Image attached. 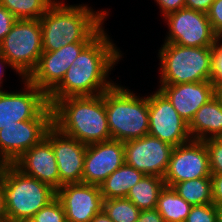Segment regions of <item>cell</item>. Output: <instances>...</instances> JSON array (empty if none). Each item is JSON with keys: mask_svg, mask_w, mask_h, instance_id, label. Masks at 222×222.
Returning a JSON list of instances; mask_svg holds the SVG:
<instances>
[{"mask_svg": "<svg viewBox=\"0 0 222 222\" xmlns=\"http://www.w3.org/2000/svg\"><path fill=\"white\" fill-rule=\"evenodd\" d=\"M185 222H217V206L213 203L192 206Z\"/></svg>", "mask_w": 222, "mask_h": 222, "instance_id": "obj_29", "label": "cell"}, {"mask_svg": "<svg viewBox=\"0 0 222 222\" xmlns=\"http://www.w3.org/2000/svg\"><path fill=\"white\" fill-rule=\"evenodd\" d=\"M161 12L163 13V17L166 15L176 12L182 8H185V1L186 0H155Z\"/></svg>", "mask_w": 222, "mask_h": 222, "instance_id": "obj_33", "label": "cell"}, {"mask_svg": "<svg viewBox=\"0 0 222 222\" xmlns=\"http://www.w3.org/2000/svg\"><path fill=\"white\" fill-rule=\"evenodd\" d=\"M23 80V91L0 92V130L24 120L53 119L47 95L28 79Z\"/></svg>", "mask_w": 222, "mask_h": 222, "instance_id": "obj_8", "label": "cell"}, {"mask_svg": "<svg viewBox=\"0 0 222 222\" xmlns=\"http://www.w3.org/2000/svg\"><path fill=\"white\" fill-rule=\"evenodd\" d=\"M160 85L159 90L188 124L199 108L215 96V86L210 81Z\"/></svg>", "mask_w": 222, "mask_h": 222, "instance_id": "obj_18", "label": "cell"}, {"mask_svg": "<svg viewBox=\"0 0 222 222\" xmlns=\"http://www.w3.org/2000/svg\"><path fill=\"white\" fill-rule=\"evenodd\" d=\"M217 38L211 46V78L210 82L216 87L222 84V43Z\"/></svg>", "mask_w": 222, "mask_h": 222, "instance_id": "obj_30", "label": "cell"}, {"mask_svg": "<svg viewBox=\"0 0 222 222\" xmlns=\"http://www.w3.org/2000/svg\"><path fill=\"white\" fill-rule=\"evenodd\" d=\"M164 18L169 27L164 43L186 47H206L212 46L218 38L205 12L182 8Z\"/></svg>", "mask_w": 222, "mask_h": 222, "instance_id": "obj_9", "label": "cell"}, {"mask_svg": "<svg viewBox=\"0 0 222 222\" xmlns=\"http://www.w3.org/2000/svg\"><path fill=\"white\" fill-rule=\"evenodd\" d=\"M28 222H67V220L62 204L55 198L40 209Z\"/></svg>", "mask_w": 222, "mask_h": 222, "instance_id": "obj_27", "label": "cell"}, {"mask_svg": "<svg viewBox=\"0 0 222 222\" xmlns=\"http://www.w3.org/2000/svg\"><path fill=\"white\" fill-rule=\"evenodd\" d=\"M95 12L87 5L55 1L39 19L43 51H56L75 42H91L104 28L107 11Z\"/></svg>", "mask_w": 222, "mask_h": 222, "instance_id": "obj_2", "label": "cell"}, {"mask_svg": "<svg viewBox=\"0 0 222 222\" xmlns=\"http://www.w3.org/2000/svg\"><path fill=\"white\" fill-rule=\"evenodd\" d=\"M17 19L2 5H0V44L4 37L11 31Z\"/></svg>", "mask_w": 222, "mask_h": 222, "instance_id": "obj_32", "label": "cell"}, {"mask_svg": "<svg viewBox=\"0 0 222 222\" xmlns=\"http://www.w3.org/2000/svg\"><path fill=\"white\" fill-rule=\"evenodd\" d=\"M51 143L59 171V188L64 184L82 183L87 145L62 133L52 125L45 136Z\"/></svg>", "mask_w": 222, "mask_h": 222, "instance_id": "obj_15", "label": "cell"}, {"mask_svg": "<svg viewBox=\"0 0 222 222\" xmlns=\"http://www.w3.org/2000/svg\"><path fill=\"white\" fill-rule=\"evenodd\" d=\"M207 16L214 32L219 36L222 33V0H215L211 4Z\"/></svg>", "mask_w": 222, "mask_h": 222, "instance_id": "obj_31", "label": "cell"}, {"mask_svg": "<svg viewBox=\"0 0 222 222\" xmlns=\"http://www.w3.org/2000/svg\"><path fill=\"white\" fill-rule=\"evenodd\" d=\"M0 53L9 61L11 68L18 72L22 81L27 79L43 53L39 19L16 20L0 44Z\"/></svg>", "mask_w": 222, "mask_h": 222, "instance_id": "obj_7", "label": "cell"}, {"mask_svg": "<svg viewBox=\"0 0 222 222\" xmlns=\"http://www.w3.org/2000/svg\"><path fill=\"white\" fill-rule=\"evenodd\" d=\"M209 155L203 141L191 139L173 147L167 170L163 177L165 186L198 178H210Z\"/></svg>", "mask_w": 222, "mask_h": 222, "instance_id": "obj_11", "label": "cell"}, {"mask_svg": "<svg viewBox=\"0 0 222 222\" xmlns=\"http://www.w3.org/2000/svg\"><path fill=\"white\" fill-rule=\"evenodd\" d=\"M148 134L173 147L191 140L189 124L178 114L168 98L158 89L148 95Z\"/></svg>", "mask_w": 222, "mask_h": 222, "instance_id": "obj_10", "label": "cell"}, {"mask_svg": "<svg viewBox=\"0 0 222 222\" xmlns=\"http://www.w3.org/2000/svg\"><path fill=\"white\" fill-rule=\"evenodd\" d=\"M172 188L192 206L213 203L211 178L178 182Z\"/></svg>", "mask_w": 222, "mask_h": 222, "instance_id": "obj_24", "label": "cell"}, {"mask_svg": "<svg viewBox=\"0 0 222 222\" xmlns=\"http://www.w3.org/2000/svg\"><path fill=\"white\" fill-rule=\"evenodd\" d=\"M212 198L215 206L222 205V174H211Z\"/></svg>", "mask_w": 222, "mask_h": 222, "instance_id": "obj_34", "label": "cell"}, {"mask_svg": "<svg viewBox=\"0 0 222 222\" xmlns=\"http://www.w3.org/2000/svg\"><path fill=\"white\" fill-rule=\"evenodd\" d=\"M103 210L113 222H136L141 212L126 197L104 200Z\"/></svg>", "mask_w": 222, "mask_h": 222, "instance_id": "obj_26", "label": "cell"}, {"mask_svg": "<svg viewBox=\"0 0 222 222\" xmlns=\"http://www.w3.org/2000/svg\"><path fill=\"white\" fill-rule=\"evenodd\" d=\"M90 222H113L108 215L102 210Z\"/></svg>", "mask_w": 222, "mask_h": 222, "instance_id": "obj_38", "label": "cell"}, {"mask_svg": "<svg viewBox=\"0 0 222 222\" xmlns=\"http://www.w3.org/2000/svg\"><path fill=\"white\" fill-rule=\"evenodd\" d=\"M1 181L8 222H28L40 209L56 198V190L7 164Z\"/></svg>", "mask_w": 222, "mask_h": 222, "instance_id": "obj_5", "label": "cell"}, {"mask_svg": "<svg viewBox=\"0 0 222 222\" xmlns=\"http://www.w3.org/2000/svg\"><path fill=\"white\" fill-rule=\"evenodd\" d=\"M115 83L104 92L111 139L127 142L149 132L148 96L140 97Z\"/></svg>", "mask_w": 222, "mask_h": 222, "instance_id": "obj_4", "label": "cell"}, {"mask_svg": "<svg viewBox=\"0 0 222 222\" xmlns=\"http://www.w3.org/2000/svg\"><path fill=\"white\" fill-rule=\"evenodd\" d=\"M14 165L24 174L36 178L56 191L59 189L58 165L52 143L46 137L27 150Z\"/></svg>", "mask_w": 222, "mask_h": 222, "instance_id": "obj_19", "label": "cell"}, {"mask_svg": "<svg viewBox=\"0 0 222 222\" xmlns=\"http://www.w3.org/2000/svg\"><path fill=\"white\" fill-rule=\"evenodd\" d=\"M5 65H8V66L11 67L9 61L0 53V87H1V83H2V77H3L4 72H5V71H3V70H5L3 67H5V68L7 67ZM2 91L3 90H1V88H0V92H2Z\"/></svg>", "mask_w": 222, "mask_h": 222, "instance_id": "obj_39", "label": "cell"}, {"mask_svg": "<svg viewBox=\"0 0 222 222\" xmlns=\"http://www.w3.org/2000/svg\"><path fill=\"white\" fill-rule=\"evenodd\" d=\"M52 110L53 125L79 142L90 145L111 140L104 93L59 99Z\"/></svg>", "mask_w": 222, "mask_h": 222, "instance_id": "obj_3", "label": "cell"}, {"mask_svg": "<svg viewBox=\"0 0 222 222\" xmlns=\"http://www.w3.org/2000/svg\"><path fill=\"white\" fill-rule=\"evenodd\" d=\"M90 42H75L56 51H43L34 71L27 78L48 95L63 79L65 73Z\"/></svg>", "mask_w": 222, "mask_h": 222, "instance_id": "obj_13", "label": "cell"}, {"mask_svg": "<svg viewBox=\"0 0 222 222\" xmlns=\"http://www.w3.org/2000/svg\"><path fill=\"white\" fill-rule=\"evenodd\" d=\"M52 125L53 119H32L5 126L0 130V156L14 164L46 136Z\"/></svg>", "mask_w": 222, "mask_h": 222, "instance_id": "obj_14", "label": "cell"}, {"mask_svg": "<svg viewBox=\"0 0 222 222\" xmlns=\"http://www.w3.org/2000/svg\"><path fill=\"white\" fill-rule=\"evenodd\" d=\"M215 0H186L185 8L207 13Z\"/></svg>", "mask_w": 222, "mask_h": 222, "instance_id": "obj_35", "label": "cell"}, {"mask_svg": "<svg viewBox=\"0 0 222 222\" xmlns=\"http://www.w3.org/2000/svg\"><path fill=\"white\" fill-rule=\"evenodd\" d=\"M136 222H164V219L156 209L142 210Z\"/></svg>", "mask_w": 222, "mask_h": 222, "instance_id": "obj_36", "label": "cell"}, {"mask_svg": "<svg viewBox=\"0 0 222 222\" xmlns=\"http://www.w3.org/2000/svg\"><path fill=\"white\" fill-rule=\"evenodd\" d=\"M160 84L210 81L211 46L186 47L164 43L159 50Z\"/></svg>", "mask_w": 222, "mask_h": 222, "instance_id": "obj_6", "label": "cell"}, {"mask_svg": "<svg viewBox=\"0 0 222 222\" xmlns=\"http://www.w3.org/2000/svg\"><path fill=\"white\" fill-rule=\"evenodd\" d=\"M217 222H222V205L217 206Z\"/></svg>", "mask_w": 222, "mask_h": 222, "instance_id": "obj_42", "label": "cell"}, {"mask_svg": "<svg viewBox=\"0 0 222 222\" xmlns=\"http://www.w3.org/2000/svg\"><path fill=\"white\" fill-rule=\"evenodd\" d=\"M125 163L124 142L108 140L87 145L82 183L100 186Z\"/></svg>", "mask_w": 222, "mask_h": 222, "instance_id": "obj_17", "label": "cell"}, {"mask_svg": "<svg viewBox=\"0 0 222 222\" xmlns=\"http://www.w3.org/2000/svg\"><path fill=\"white\" fill-rule=\"evenodd\" d=\"M191 139L222 137V103L214 96L203 104L189 124Z\"/></svg>", "mask_w": 222, "mask_h": 222, "instance_id": "obj_20", "label": "cell"}, {"mask_svg": "<svg viewBox=\"0 0 222 222\" xmlns=\"http://www.w3.org/2000/svg\"><path fill=\"white\" fill-rule=\"evenodd\" d=\"M165 187L162 177L144 175V177L129 190L128 198L139 210L156 209L161 190Z\"/></svg>", "mask_w": 222, "mask_h": 222, "instance_id": "obj_22", "label": "cell"}, {"mask_svg": "<svg viewBox=\"0 0 222 222\" xmlns=\"http://www.w3.org/2000/svg\"><path fill=\"white\" fill-rule=\"evenodd\" d=\"M144 175L143 172L124 163L99 186L103 199L126 197L129 190L132 189Z\"/></svg>", "mask_w": 222, "mask_h": 222, "instance_id": "obj_21", "label": "cell"}, {"mask_svg": "<svg viewBox=\"0 0 222 222\" xmlns=\"http://www.w3.org/2000/svg\"><path fill=\"white\" fill-rule=\"evenodd\" d=\"M191 207L172 187L165 186L159 194L156 210L164 222H185Z\"/></svg>", "mask_w": 222, "mask_h": 222, "instance_id": "obj_23", "label": "cell"}, {"mask_svg": "<svg viewBox=\"0 0 222 222\" xmlns=\"http://www.w3.org/2000/svg\"><path fill=\"white\" fill-rule=\"evenodd\" d=\"M56 198L65 210L67 222H90L103 210L104 199L96 185L64 184L56 191Z\"/></svg>", "mask_w": 222, "mask_h": 222, "instance_id": "obj_16", "label": "cell"}, {"mask_svg": "<svg viewBox=\"0 0 222 222\" xmlns=\"http://www.w3.org/2000/svg\"><path fill=\"white\" fill-rule=\"evenodd\" d=\"M55 0H0L17 20L40 19Z\"/></svg>", "mask_w": 222, "mask_h": 222, "instance_id": "obj_25", "label": "cell"}, {"mask_svg": "<svg viewBox=\"0 0 222 222\" xmlns=\"http://www.w3.org/2000/svg\"><path fill=\"white\" fill-rule=\"evenodd\" d=\"M209 155L211 174H222V137L203 140Z\"/></svg>", "mask_w": 222, "mask_h": 222, "instance_id": "obj_28", "label": "cell"}, {"mask_svg": "<svg viewBox=\"0 0 222 222\" xmlns=\"http://www.w3.org/2000/svg\"><path fill=\"white\" fill-rule=\"evenodd\" d=\"M215 96L222 103V84H219L215 87Z\"/></svg>", "mask_w": 222, "mask_h": 222, "instance_id": "obj_40", "label": "cell"}, {"mask_svg": "<svg viewBox=\"0 0 222 222\" xmlns=\"http://www.w3.org/2000/svg\"><path fill=\"white\" fill-rule=\"evenodd\" d=\"M122 57L104 29L80 52L65 73L62 81L47 95L52 107L59 99L95 96L104 93L115 83L107 81L109 71Z\"/></svg>", "mask_w": 222, "mask_h": 222, "instance_id": "obj_1", "label": "cell"}, {"mask_svg": "<svg viewBox=\"0 0 222 222\" xmlns=\"http://www.w3.org/2000/svg\"><path fill=\"white\" fill-rule=\"evenodd\" d=\"M0 222H8L6 215V205L3 192V183L0 179Z\"/></svg>", "mask_w": 222, "mask_h": 222, "instance_id": "obj_37", "label": "cell"}, {"mask_svg": "<svg viewBox=\"0 0 222 222\" xmlns=\"http://www.w3.org/2000/svg\"><path fill=\"white\" fill-rule=\"evenodd\" d=\"M7 162L0 156V179L2 178L5 167L7 166Z\"/></svg>", "mask_w": 222, "mask_h": 222, "instance_id": "obj_41", "label": "cell"}, {"mask_svg": "<svg viewBox=\"0 0 222 222\" xmlns=\"http://www.w3.org/2000/svg\"><path fill=\"white\" fill-rule=\"evenodd\" d=\"M218 38H220L222 40V33L218 36Z\"/></svg>", "mask_w": 222, "mask_h": 222, "instance_id": "obj_43", "label": "cell"}, {"mask_svg": "<svg viewBox=\"0 0 222 222\" xmlns=\"http://www.w3.org/2000/svg\"><path fill=\"white\" fill-rule=\"evenodd\" d=\"M173 146L150 134L124 142L125 163L145 175L164 177Z\"/></svg>", "mask_w": 222, "mask_h": 222, "instance_id": "obj_12", "label": "cell"}]
</instances>
